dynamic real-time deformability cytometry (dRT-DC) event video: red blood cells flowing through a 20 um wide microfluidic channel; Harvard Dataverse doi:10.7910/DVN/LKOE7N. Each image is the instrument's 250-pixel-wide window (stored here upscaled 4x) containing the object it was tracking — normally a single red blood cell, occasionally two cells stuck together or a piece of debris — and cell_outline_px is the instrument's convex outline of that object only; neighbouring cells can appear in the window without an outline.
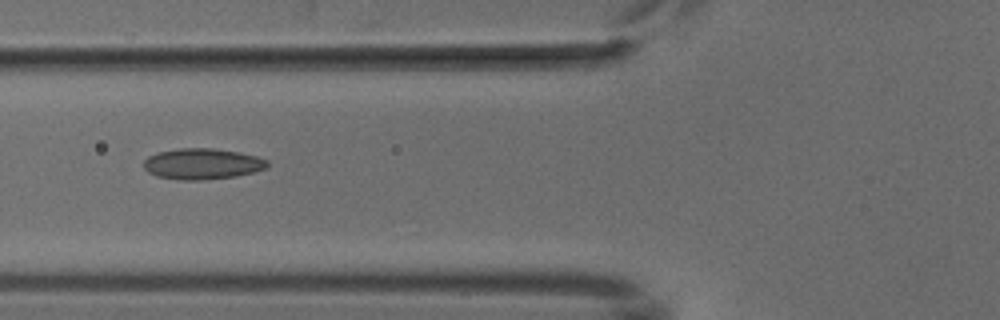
{"species": "common noctule bat (a hibernating species)", "species_latin": "Nyctalus noctula", "temperature_condition": "cold", "stored_images_in_passage": 7, "camera_frame_rate_fps": 3000, "um_per_image_px": 0.085, "animal": {"sex": "male", "body_mass_g": 18.8}, "frame": {"image": 1, "passage_image": 6, "time_ms": 5.667, "image_size_px": [1000, 320], "cell_outline_px": [[268, 168], [236, 176], [200, 180], [180, 180], [156, 176], [148, 172], [144, 168], [144, 160], [148, 156], [156, 152], [180, 148], [212, 148], [240, 152], [256, 156], [268, 160]], "centroid_in_image_um": [17.18, 13.92], "position_along_channel_um": 108.6, "area_um2": 22.37}}
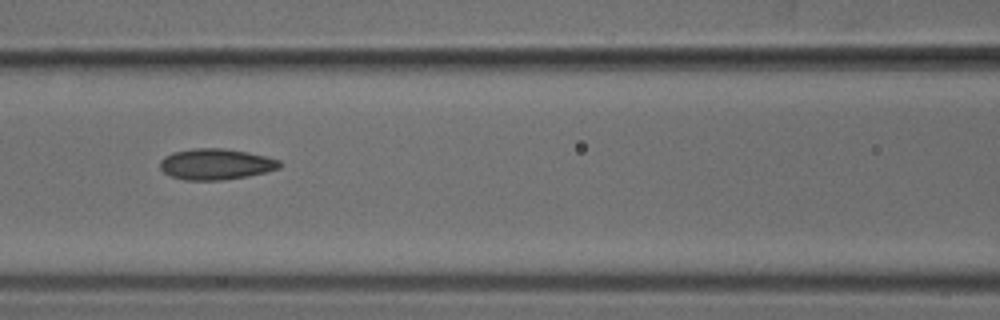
{"frame": {"image": 2, "passage_image": 7, "time_ms": 6.667, "image_size_px": [1000, 320], "cell_outline_px": [[280, 168], [248, 176], [224, 180], [184, 180], [172, 176], [164, 172], [160, 168], [160, 160], [164, 156], [172, 152], [192, 148], [224, 148], [248, 152], [280, 160]], "centroid_in_image_um": [18.32, 13.95], "position_along_channel_um": 148.3, "area_um2": 21.62}}